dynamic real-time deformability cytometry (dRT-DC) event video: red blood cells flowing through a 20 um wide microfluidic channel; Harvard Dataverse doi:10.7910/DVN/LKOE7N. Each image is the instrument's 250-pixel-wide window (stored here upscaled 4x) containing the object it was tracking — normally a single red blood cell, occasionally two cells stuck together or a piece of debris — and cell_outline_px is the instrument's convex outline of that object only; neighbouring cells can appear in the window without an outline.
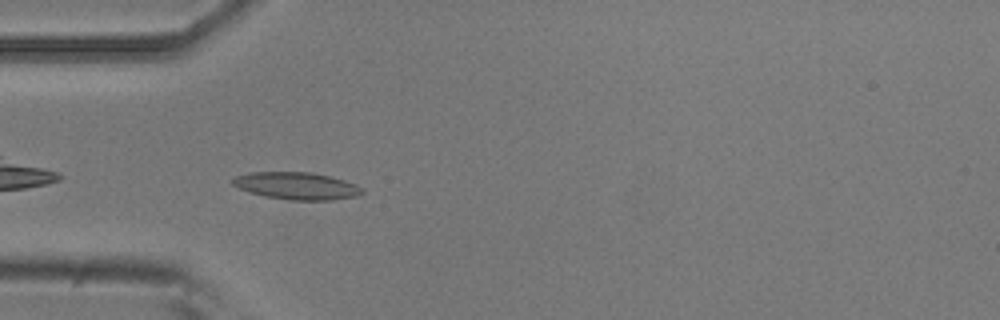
{"species": "common noctule bat (a hibernating species)", "species_latin": "Nyctalus noctula", "temperature_condition": "room temperature", "stored_images_in_passage": 37, "camera_frame_rate_fps": 3000, "um_per_image_px": 0.085, "animal": {"sex": "male", "body_mass_g": 20.5, "forearm_length_mm": 52.5}, "frame": {"image": 1, "passage_image": 2, "time_ms": 0.333, "image_size_px": [1000, 320], "cell_outline_px": [[364, 192], [356, 196], [332, 200], [288, 200], [264, 196], [240, 188], [232, 184], [232, 180], [236, 176], [248, 172], [312, 172], [344, 180], [356, 184]], "centroid_in_image_um": [25.21, 15.79], "position_along_channel_um": 59.8, "area_um2": 20.4}}
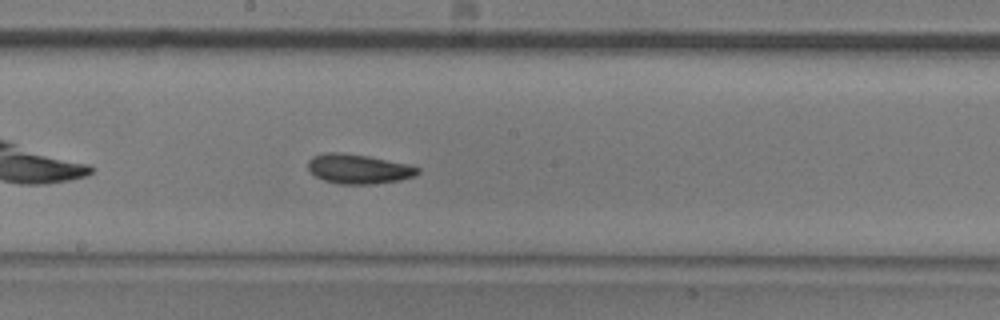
{"frame": {"image": 2, "passage_image": 15, "time_ms": 4.667, "image_size_px": [1000, 320], "cell_outline_px": [[420, 172], [416, 176], [400, 180], [372, 184], [340, 184], [324, 180], [316, 176], [308, 168], [308, 160], [312, 156], [324, 152], [340, 152], [368, 156], [408, 164], [420, 168]], "centroid_in_image_um": [30.48, 14.35], "position_along_channel_um": 217.7, "area_um2": 18.96}}
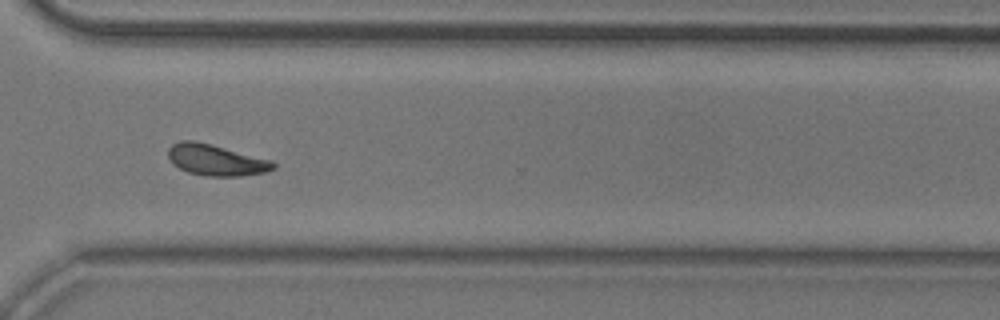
{"frame": {"image": 3, "passage_image": 26, "time_ms": 8.333, "image_size_px": [1000, 320], "cell_outline_px": [[276, 168], [264, 172], [240, 176], [204, 176], [188, 172], [172, 164], [168, 156], [168, 148], [172, 144], [180, 140], [196, 140], [212, 144], [272, 160], [276, 164]], "centroid_in_image_um": [18.34, 13.59], "position_along_channel_um": 352.3, "area_um2": 19.25}, "authors_computed_cell_mechanics": {"area_um2": 18.3226, "velocity_mm_per_s": 3.6793, "shape_relaxation_time_tau1_ms": 4.0261, "shape_relaxation_time_tau2_ms": 3.1649, "deformation_change_tau1": 0.1119, "deformation_change_tau2": 0.0935}}